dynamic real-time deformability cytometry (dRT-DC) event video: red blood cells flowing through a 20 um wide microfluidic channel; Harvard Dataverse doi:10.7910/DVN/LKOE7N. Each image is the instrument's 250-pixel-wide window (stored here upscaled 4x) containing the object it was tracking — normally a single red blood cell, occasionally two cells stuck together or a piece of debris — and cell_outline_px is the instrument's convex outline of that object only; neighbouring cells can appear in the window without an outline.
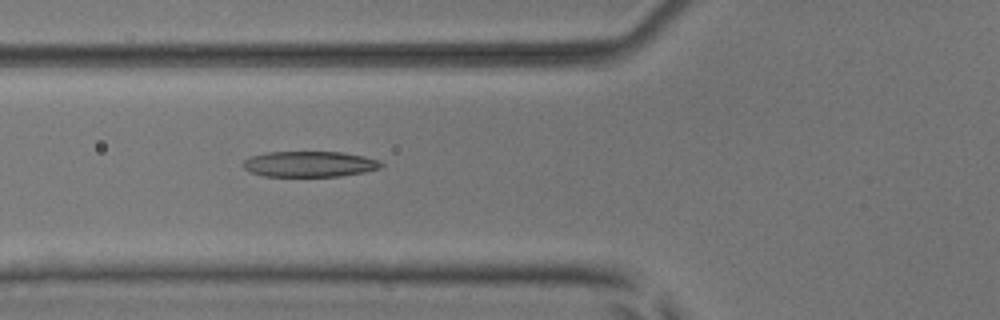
{"species": "common noctule bat (a hibernating species)", "species_latin": "Nyctalus noctula", "temperature_condition": "room temperature", "stored_images_in_passage": 5, "camera_frame_rate_fps": 3000, "um_per_image_px": 0.085, "animal": {"sex": "male", "body_mass_g": 17.9, "forearm_length_mm": 54.2}, "frame": {"image": 1, "passage_image": 5, "time_ms": 5.333, "image_size_px": [1000, 320], "cell_outline_px": [[384, 164], [380, 168], [364, 172], [340, 176], [264, 176], [248, 172], [240, 164], [244, 160], [252, 156], [268, 152], [340, 152], [364, 156], [380, 160]], "centroid_in_image_um": [26.29, 13.95], "position_along_channel_um": 99.5, "area_um2": 20.75}}